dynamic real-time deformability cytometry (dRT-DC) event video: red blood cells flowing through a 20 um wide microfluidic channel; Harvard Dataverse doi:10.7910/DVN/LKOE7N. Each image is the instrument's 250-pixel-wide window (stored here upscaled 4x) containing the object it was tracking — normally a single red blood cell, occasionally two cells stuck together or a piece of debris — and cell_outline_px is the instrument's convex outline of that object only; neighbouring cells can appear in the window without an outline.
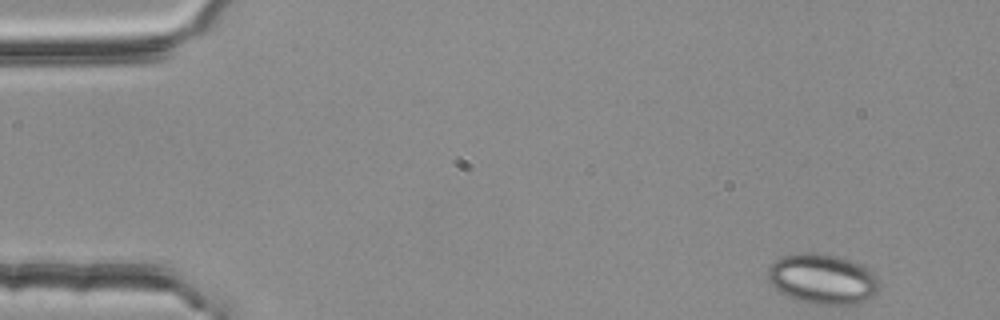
{"species": "common noctule bat (a hibernating species)", "species_latin": "Nyctalus noctula", "temperature_condition": "room temperature", "stored_images_in_passage": 49, "segment_of_instrument_passage": [1, 2], "camera_frame_rate_fps": 3000, "um_per_image_px": 0.085, "animal": {"sex": "female", "body_mass_g": 25.1}, "frame": {"image": 1, "passage_image": 1, "time_ms": 0.0, "image_size_px": [1000, 320], "cell_outline_px": [[880, 288], [868, 300], [860, 304], [812, 304], [796, 300], [780, 292], [768, 280], [768, 264], [780, 256], [800, 252], [816, 252], [840, 256], [860, 264], [868, 268], [876, 276], [880, 284]], "centroid_in_image_um": [69.91, 23.7], "position_along_channel_um": 15.1, "area_um2": 33.12}}